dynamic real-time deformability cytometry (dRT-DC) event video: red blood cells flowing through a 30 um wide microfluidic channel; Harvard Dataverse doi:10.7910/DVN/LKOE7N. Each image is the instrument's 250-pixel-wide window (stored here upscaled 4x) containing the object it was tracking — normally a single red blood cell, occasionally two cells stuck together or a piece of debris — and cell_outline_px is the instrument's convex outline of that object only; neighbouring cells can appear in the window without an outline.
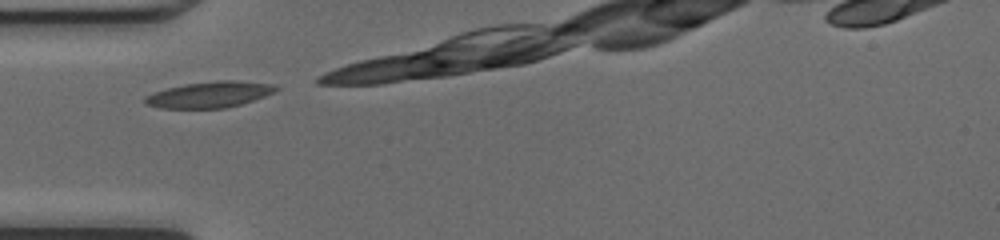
{"species": "common noctule bat (a hibernating species)", "species_latin": "Nyctalus noctula", "temperature_condition": "cold", "stored_images_in_passage": 4, "camera_frame_rate_fps": 3000, "um_per_image_px": 0.085, "animal": {"sex": "female", "body_mass_g": 17.0, "forearm_length_mm": 48.0}, "frame": {"image": 1, "passage_image": 1, "time_ms": 0.0, "image_size_px": [1000, 240], "cell_outline_px": [[280, 88], [264, 96], [240, 104], [224, 108], [160, 108], [144, 104], [144, 96], [152, 92], [184, 84], [216, 80], [232, 80], [272, 84]], "centroid_in_image_um": [17.74, 8.03], "position_along_channel_um": 67.3, "area_um2": 19.77}}